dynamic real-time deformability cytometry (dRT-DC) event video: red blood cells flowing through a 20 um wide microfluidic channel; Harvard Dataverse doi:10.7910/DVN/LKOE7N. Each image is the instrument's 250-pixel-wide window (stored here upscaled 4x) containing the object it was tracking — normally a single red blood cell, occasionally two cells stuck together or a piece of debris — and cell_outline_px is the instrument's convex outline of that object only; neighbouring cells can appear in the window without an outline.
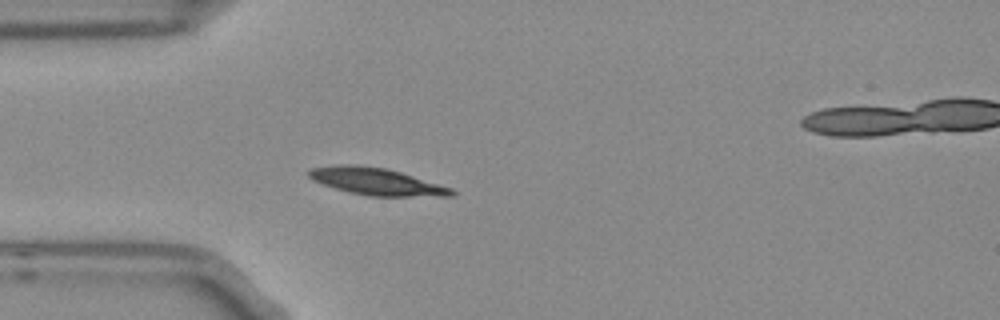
{"species": "Egyptian fruit bat (a non-hibernating species)", "species_latin": "Rousettus aegyptiacus", "temperature_condition": "room temperature", "stored_images_in_passage": 2, "camera_frame_rate_fps": 3000, "um_per_image_px": 0.085, "frame": {"image": 1, "passage_image": 1, "time_ms": 0.0, "image_size_px": [1000, 320], "cell_outline_px": [[456, 196], [368, 196], [348, 192], [312, 180], [308, 176], [308, 172], [312, 168], [336, 164], [356, 164], [384, 168], [400, 172], [452, 188], [456, 192]], "centroid_in_image_um": [32.0, 15.43], "position_along_channel_um": 53.0, "area_um2": 22.43}}